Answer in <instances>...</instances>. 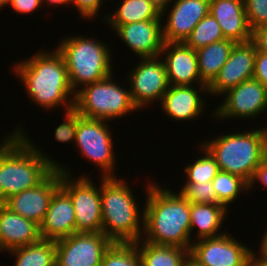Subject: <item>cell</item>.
Returning <instances> with one entry per match:
<instances>
[{
	"label": "cell",
	"instance_id": "obj_4",
	"mask_svg": "<svg viewBox=\"0 0 267 266\" xmlns=\"http://www.w3.org/2000/svg\"><path fill=\"white\" fill-rule=\"evenodd\" d=\"M100 180L102 233L113 242L142 239L144 211H140L129 185L117 177H101Z\"/></svg>",
	"mask_w": 267,
	"mask_h": 266
},
{
	"label": "cell",
	"instance_id": "obj_9",
	"mask_svg": "<svg viewBox=\"0 0 267 266\" xmlns=\"http://www.w3.org/2000/svg\"><path fill=\"white\" fill-rule=\"evenodd\" d=\"M108 121L88 119L78 113V125L75 144L82 157L103 169V178L117 177L114 175L115 151ZM114 151V152H113Z\"/></svg>",
	"mask_w": 267,
	"mask_h": 266
},
{
	"label": "cell",
	"instance_id": "obj_24",
	"mask_svg": "<svg viewBox=\"0 0 267 266\" xmlns=\"http://www.w3.org/2000/svg\"><path fill=\"white\" fill-rule=\"evenodd\" d=\"M235 42L224 39L196 50L201 81L209 86L227 62Z\"/></svg>",
	"mask_w": 267,
	"mask_h": 266
},
{
	"label": "cell",
	"instance_id": "obj_32",
	"mask_svg": "<svg viewBox=\"0 0 267 266\" xmlns=\"http://www.w3.org/2000/svg\"><path fill=\"white\" fill-rule=\"evenodd\" d=\"M180 194L190 203L217 204V195L212 181L205 183H185Z\"/></svg>",
	"mask_w": 267,
	"mask_h": 266
},
{
	"label": "cell",
	"instance_id": "obj_36",
	"mask_svg": "<svg viewBox=\"0 0 267 266\" xmlns=\"http://www.w3.org/2000/svg\"><path fill=\"white\" fill-rule=\"evenodd\" d=\"M253 79L267 88V53L257 51L255 56Z\"/></svg>",
	"mask_w": 267,
	"mask_h": 266
},
{
	"label": "cell",
	"instance_id": "obj_38",
	"mask_svg": "<svg viewBox=\"0 0 267 266\" xmlns=\"http://www.w3.org/2000/svg\"><path fill=\"white\" fill-rule=\"evenodd\" d=\"M10 5L17 13L30 14L42 5V0H11Z\"/></svg>",
	"mask_w": 267,
	"mask_h": 266
},
{
	"label": "cell",
	"instance_id": "obj_2",
	"mask_svg": "<svg viewBox=\"0 0 267 266\" xmlns=\"http://www.w3.org/2000/svg\"><path fill=\"white\" fill-rule=\"evenodd\" d=\"M22 128L0 142V172L3 204L19 192L42 183L59 165L29 140Z\"/></svg>",
	"mask_w": 267,
	"mask_h": 266
},
{
	"label": "cell",
	"instance_id": "obj_6",
	"mask_svg": "<svg viewBox=\"0 0 267 266\" xmlns=\"http://www.w3.org/2000/svg\"><path fill=\"white\" fill-rule=\"evenodd\" d=\"M63 56L74 92L89 83L103 80L112 73L111 50L105 42L86 37H67L56 47Z\"/></svg>",
	"mask_w": 267,
	"mask_h": 266
},
{
	"label": "cell",
	"instance_id": "obj_10",
	"mask_svg": "<svg viewBox=\"0 0 267 266\" xmlns=\"http://www.w3.org/2000/svg\"><path fill=\"white\" fill-rule=\"evenodd\" d=\"M189 255L202 266H253L254 250L224 232L217 237L192 241Z\"/></svg>",
	"mask_w": 267,
	"mask_h": 266
},
{
	"label": "cell",
	"instance_id": "obj_23",
	"mask_svg": "<svg viewBox=\"0 0 267 266\" xmlns=\"http://www.w3.org/2000/svg\"><path fill=\"white\" fill-rule=\"evenodd\" d=\"M227 210L228 209L221 204L190 203L191 234L194 228H198L197 240L217 237L224 234L223 232L219 233V231L221 224L226 218Z\"/></svg>",
	"mask_w": 267,
	"mask_h": 266
},
{
	"label": "cell",
	"instance_id": "obj_47",
	"mask_svg": "<svg viewBox=\"0 0 267 266\" xmlns=\"http://www.w3.org/2000/svg\"><path fill=\"white\" fill-rule=\"evenodd\" d=\"M263 160L267 163V139L265 142V147H264V158Z\"/></svg>",
	"mask_w": 267,
	"mask_h": 266
},
{
	"label": "cell",
	"instance_id": "obj_28",
	"mask_svg": "<svg viewBox=\"0 0 267 266\" xmlns=\"http://www.w3.org/2000/svg\"><path fill=\"white\" fill-rule=\"evenodd\" d=\"M217 195V204L228 205L240 196L241 191L249 190V184L239 176L219 170L212 180Z\"/></svg>",
	"mask_w": 267,
	"mask_h": 266
},
{
	"label": "cell",
	"instance_id": "obj_15",
	"mask_svg": "<svg viewBox=\"0 0 267 266\" xmlns=\"http://www.w3.org/2000/svg\"><path fill=\"white\" fill-rule=\"evenodd\" d=\"M61 171L55 169L38 186L9 197L5 205L16 214L40 225L46 215L54 192L60 187Z\"/></svg>",
	"mask_w": 267,
	"mask_h": 266
},
{
	"label": "cell",
	"instance_id": "obj_31",
	"mask_svg": "<svg viewBox=\"0 0 267 266\" xmlns=\"http://www.w3.org/2000/svg\"><path fill=\"white\" fill-rule=\"evenodd\" d=\"M204 155L196 159L194 163L186 165L184 171L188 178L185 183L210 182L219 171L218 164L210 152L200 144Z\"/></svg>",
	"mask_w": 267,
	"mask_h": 266
},
{
	"label": "cell",
	"instance_id": "obj_39",
	"mask_svg": "<svg viewBox=\"0 0 267 266\" xmlns=\"http://www.w3.org/2000/svg\"><path fill=\"white\" fill-rule=\"evenodd\" d=\"M267 186V163L263 162L255 169L254 175L249 183V191L254 187L256 182H259ZM253 186V187H252Z\"/></svg>",
	"mask_w": 267,
	"mask_h": 266
},
{
	"label": "cell",
	"instance_id": "obj_35",
	"mask_svg": "<svg viewBox=\"0 0 267 266\" xmlns=\"http://www.w3.org/2000/svg\"><path fill=\"white\" fill-rule=\"evenodd\" d=\"M102 2V0H71V5L73 4L77 8L82 19L91 20V17L94 18L98 15Z\"/></svg>",
	"mask_w": 267,
	"mask_h": 266
},
{
	"label": "cell",
	"instance_id": "obj_18",
	"mask_svg": "<svg viewBox=\"0 0 267 266\" xmlns=\"http://www.w3.org/2000/svg\"><path fill=\"white\" fill-rule=\"evenodd\" d=\"M162 56L166 66L169 85H205L198 69L196 50L187 46L184 42H164Z\"/></svg>",
	"mask_w": 267,
	"mask_h": 266
},
{
	"label": "cell",
	"instance_id": "obj_42",
	"mask_svg": "<svg viewBox=\"0 0 267 266\" xmlns=\"http://www.w3.org/2000/svg\"><path fill=\"white\" fill-rule=\"evenodd\" d=\"M181 266H202L192 256L188 255Z\"/></svg>",
	"mask_w": 267,
	"mask_h": 266
},
{
	"label": "cell",
	"instance_id": "obj_45",
	"mask_svg": "<svg viewBox=\"0 0 267 266\" xmlns=\"http://www.w3.org/2000/svg\"><path fill=\"white\" fill-rule=\"evenodd\" d=\"M0 205H3V186L1 183V172H0Z\"/></svg>",
	"mask_w": 267,
	"mask_h": 266
},
{
	"label": "cell",
	"instance_id": "obj_7",
	"mask_svg": "<svg viewBox=\"0 0 267 266\" xmlns=\"http://www.w3.org/2000/svg\"><path fill=\"white\" fill-rule=\"evenodd\" d=\"M113 77L89 83L75 92L74 109L82 117L110 121L138 111L130 89L118 85Z\"/></svg>",
	"mask_w": 267,
	"mask_h": 266
},
{
	"label": "cell",
	"instance_id": "obj_8",
	"mask_svg": "<svg viewBox=\"0 0 267 266\" xmlns=\"http://www.w3.org/2000/svg\"><path fill=\"white\" fill-rule=\"evenodd\" d=\"M59 164L60 187L70 196L76 218V233L102 232V209L99 188L83 174L74 180L71 171Z\"/></svg>",
	"mask_w": 267,
	"mask_h": 266
},
{
	"label": "cell",
	"instance_id": "obj_48",
	"mask_svg": "<svg viewBox=\"0 0 267 266\" xmlns=\"http://www.w3.org/2000/svg\"><path fill=\"white\" fill-rule=\"evenodd\" d=\"M266 110H267V106H266ZM262 130H263V132L266 134V136H267V127H265V128H262Z\"/></svg>",
	"mask_w": 267,
	"mask_h": 266
},
{
	"label": "cell",
	"instance_id": "obj_27",
	"mask_svg": "<svg viewBox=\"0 0 267 266\" xmlns=\"http://www.w3.org/2000/svg\"><path fill=\"white\" fill-rule=\"evenodd\" d=\"M16 258L14 266H55V241L41 238L35 243L8 251Z\"/></svg>",
	"mask_w": 267,
	"mask_h": 266
},
{
	"label": "cell",
	"instance_id": "obj_11",
	"mask_svg": "<svg viewBox=\"0 0 267 266\" xmlns=\"http://www.w3.org/2000/svg\"><path fill=\"white\" fill-rule=\"evenodd\" d=\"M113 241L102 232L74 233L55 241L56 266H100Z\"/></svg>",
	"mask_w": 267,
	"mask_h": 266
},
{
	"label": "cell",
	"instance_id": "obj_25",
	"mask_svg": "<svg viewBox=\"0 0 267 266\" xmlns=\"http://www.w3.org/2000/svg\"><path fill=\"white\" fill-rule=\"evenodd\" d=\"M134 244L137 246L142 266H181L189 255L186 248L157 245L142 239Z\"/></svg>",
	"mask_w": 267,
	"mask_h": 266
},
{
	"label": "cell",
	"instance_id": "obj_26",
	"mask_svg": "<svg viewBox=\"0 0 267 266\" xmlns=\"http://www.w3.org/2000/svg\"><path fill=\"white\" fill-rule=\"evenodd\" d=\"M114 14L106 15V23L113 30L118 25L161 19V13L149 0H123Z\"/></svg>",
	"mask_w": 267,
	"mask_h": 266
},
{
	"label": "cell",
	"instance_id": "obj_46",
	"mask_svg": "<svg viewBox=\"0 0 267 266\" xmlns=\"http://www.w3.org/2000/svg\"><path fill=\"white\" fill-rule=\"evenodd\" d=\"M11 3V0H0V9L4 6H8Z\"/></svg>",
	"mask_w": 267,
	"mask_h": 266
},
{
	"label": "cell",
	"instance_id": "obj_37",
	"mask_svg": "<svg viewBox=\"0 0 267 266\" xmlns=\"http://www.w3.org/2000/svg\"><path fill=\"white\" fill-rule=\"evenodd\" d=\"M251 41L254 43L257 51L267 53V24L252 30Z\"/></svg>",
	"mask_w": 267,
	"mask_h": 266
},
{
	"label": "cell",
	"instance_id": "obj_34",
	"mask_svg": "<svg viewBox=\"0 0 267 266\" xmlns=\"http://www.w3.org/2000/svg\"><path fill=\"white\" fill-rule=\"evenodd\" d=\"M66 113L65 121L62 122L55 129V140L59 143H68L69 141H75V135L78 125V112L73 108Z\"/></svg>",
	"mask_w": 267,
	"mask_h": 266
},
{
	"label": "cell",
	"instance_id": "obj_17",
	"mask_svg": "<svg viewBox=\"0 0 267 266\" xmlns=\"http://www.w3.org/2000/svg\"><path fill=\"white\" fill-rule=\"evenodd\" d=\"M162 21L155 19L118 25L114 30L139 58L162 56Z\"/></svg>",
	"mask_w": 267,
	"mask_h": 266
},
{
	"label": "cell",
	"instance_id": "obj_33",
	"mask_svg": "<svg viewBox=\"0 0 267 266\" xmlns=\"http://www.w3.org/2000/svg\"><path fill=\"white\" fill-rule=\"evenodd\" d=\"M244 7L251 31L267 24V0H244Z\"/></svg>",
	"mask_w": 267,
	"mask_h": 266
},
{
	"label": "cell",
	"instance_id": "obj_43",
	"mask_svg": "<svg viewBox=\"0 0 267 266\" xmlns=\"http://www.w3.org/2000/svg\"><path fill=\"white\" fill-rule=\"evenodd\" d=\"M48 2L51 5H67L70 4L71 5V0H42V4Z\"/></svg>",
	"mask_w": 267,
	"mask_h": 266
},
{
	"label": "cell",
	"instance_id": "obj_30",
	"mask_svg": "<svg viewBox=\"0 0 267 266\" xmlns=\"http://www.w3.org/2000/svg\"><path fill=\"white\" fill-rule=\"evenodd\" d=\"M100 266H142V262L134 242H113Z\"/></svg>",
	"mask_w": 267,
	"mask_h": 266
},
{
	"label": "cell",
	"instance_id": "obj_16",
	"mask_svg": "<svg viewBox=\"0 0 267 266\" xmlns=\"http://www.w3.org/2000/svg\"><path fill=\"white\" fill-rule=\"evenodd\" d=\"M165 24H162L164 42H184L210 8V0H175Z\"/></svg>",
	"mask_w": 267,
	"mask_h": 266
},
{
	"label": "cell",
	"instance_id": "obj_21",
	"mask_svg": "<svg viewBox=\"0 0 267 266\" xmlns=\"http://www.w3.org/2000/svg\"><path fill=\"white\" fill-rule=\"evenodd\" d=\"M41 239L40 225L0 205V252L10 251Z\"/></svg>",
	"mask_w": 267,
	"mask_h": 266
},
{
	"label": "cell",
	"instance_id": "obj_14",
	"mask_svg": "<svg viewBox=\"0 0 267 266\" xmlns=\"http://www.w3.org/2000/svg\"><path fill=\"white\" fill-rule=\"evenodd\" d=\"M256 53V47L251 40L235 43L227 62L222 66L216 78L208 86V94L211 96H222L229 89L238 86L246 80L252 79Z\"/></svg>",
	"mask_w": 267,
	"mask_h": 266
},
{
	"label": "cell",
	"instance_id": "obj_12",
	"mask_svg": "<svg viewBox=\"0 0 267 266\" xmlns=\"http://www.w3.org/2000/svg\"><path fill=\"white\" fill-rule=\"evenodd\" d=\"M161 56L140 58L129 72V89L134 106L139 110L155 101H161L168 90L166 66Z\"/></svg>",
	"mask_w": 267,
	"mask_h": 266
},
{
	"label": "cell",
	"instance_id": "obj_1",
	"mask_svg": "<svg viewBox=\"0 0 267 266\" xmlns=\"http://www.w3.org/2000/svg\"><path fill=\"white\" fill-rule=\"evenodd\" d=\"M149 181L144 206L142 240L157 245L176 246L190 251V202L180 192Z\"/></svg>",
	"mask_w": 267,
	"mask_h": 266
},
{
	"label": "cell",
	"instance_id": "obj_44",
	"mask_svg": "<svg viewBox=\"0 0 267 266\" xmlns=\"http://www.w3.org/2000/svg\"><path fill=\"white\" fill-rule=\"evenodd\" d=\"M262 237L263 238L261 239L262 241L260 242V247L267 254V230Z\"/></svg>",
	"mask_w": 267,
	"mask_h": 266
},
{
	"label": "cell",
	"instance_id": "obj_13",
	"mask_svg": "<svg viewBox=\"0 0 267 266\" xmlns=\"http://www.w3.org/2000/svg\"><path fill=\"white\" fill-rule=\"evenodd\" d=\"M223 96L225 99L213 111L216 119H250L267 111V88L253 78L229 89Z\"/></svg>",
	"mask_w": 267,
	"mask_h": 266
},
{
	"label": "cell",
	"instance_id": "obj_40",
	"mask_svg": "<svg viewBox=\"0 0 267 266\" xmlns=\"http://www.w3.org/2000/svg\"><path fill=\"white\" fill-rule=\"evenodd\" d=\"M161 13V17L163 18L165 14H168L166 11L169 8L170 2H173V0H149ZM165 13V14H164Z\"/></svg>",
	"mask_w": 267,
	"mask_h": 266
},
{
	"label": "cell",
	"instance_id": "obj_41",
	"mask_svg": "<svg viewBox=\"0 0 267 266\" xmlns=\"http://www.w3.org/2000/svg\"><path fill=\"white\" fill-rule=\"evenodd\" d=\"M259 251V255L254 252L253 266H267V254L261 248Z\"/></svg>",
	"mask_w": 267,
	"mask_h": 266
},
{
	"label": "cell",
	"instance_id": "obj_3",
	"mask_svg": "<svg viewBox=\"0 0 267 266\" xmlns=\"http://www.w3.org/2000/svg\"><path fill=\"white\" fill-rule=\"evenodd\" d=\"M13 70L36 105L47 111L60 105L64 106L65 112L74 108L75 92L70 85L64 58L57 49L50 52L40 50L31 58L15 64Z\"/></svg>",
	"mask_w": 267,
	"mask_h": 266
},
{
	"label": "cell",
	"instance_id": "obj_19",
	"mask_svg": "<svg viewBox=\"0 0 267 266\" xmlns=\"http://www.w3.org/2000/svg\"><path fill=\"white\" fill-rule=\"evenodd\" d=\"M203 91L208 94V86L199 85L195 89L193 85H169L160 101L162 110L175 121L194 120L205 111V100L199 95Z\"/></svg>",
	"mask_w": 267,
	"mask_h": 266
},
{
	"label": "cell",
	"instance_id": "obj_20",
	"mask_svg": "<svg viewBox=\"0 0 267 266\" xmlns=\"http://www.w3.org/2000/svg\"><path fill=\"white\" fill-rule=\"evenodd\" d=\"M76 233L75 210L70 196L59 187L53 194L43 222L40 235L43 239L57 241Z\"/></svg>",
	"mask_w": 267,
	"mask_h": 266
},
{
	"label": "cell",
	"instance_id": "obj_22",
	"mask_svg": "<svg viewBox=\"0 0 267 266\" xmlns=\"http://www.w3.org/2000/svg\"><path fill=\"white\" fill-rule=\"evenodd\" d=\"M209 12L221 26L225 39L235 43L251 40L244 0H210Z\"/></svg>",
	"mask_w": 267,
	"mask_h": 266
},
{
	"label": "cell",
	"instance_id": "obj_5",
	"mask_svg": "<svg viewBox=\"0 0 267 266\" xmlns=\"http://www.w3.org/2000/svg\"><path fill=\"white\" fill-rule=\"evenodd\" d=\"M250 131L223 134L201 144L215 158L219 170L239 176L248 184L263 162L267 139L262 128Z\"/></svg>",
	"mask_w": 267,
	"mask_h": 266
},
{
	"label": "cell",
	"instance_id": "obj_29",
	"mask_svg": "<svg viewBox=\"0 0 267 266\" xmlns=\"http://www.w3.org/2000/svg\"><path fill=\"white\" fill-rule=\"evenodd\" d=\"M223 32L218 21L210 12L197 23L184 43L194 50L211 43L224 40Z\"/></svg>",
	"mask_w": 267,
	"mask_h": 266
}]
</instances>
